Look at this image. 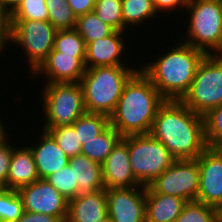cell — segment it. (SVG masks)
Segmentation results:
<instances>
[{
    "instance_id": "6da1fadb",
    "label": "cell",
    "mask_w": 222,
    "mask_h": 222,
    "mask_svg": "<svg viewBox=\"0 0 222 222\" xmlns=\"http://www.w3.org/2000/svg\"><path fill=\"white\" fill-rule=\"evenodd\" d=\"M150 134L180 159H197L207 148L203 115L180 100H165L158 108Z\"/></svg>"
},
{
    "instance_id": "7a4b0ae2",
    "label": "cell",
    "mask_w": 222,
    "mask_h": 222,
    "mask_svg": "<svg viewBox=\"0 0 222 222\" xmlns=\"http://www.w3.org/2000/svg\"><path fill=\"white\" fill-rule=\"evenodd\" d=\"M165 101L139 69L125 84L110 125L123 136L150 133L159 106Z\"/></svg>"
},
{
    "instance_id": "3957f363",
    "label": "cell",
    "mask_w": 222,
    "mask_h": 222,
    "mask_svg": "<svg viewBox=\"0 0 222 222\" xmlns=\"http://www.w3.org/2000/svg\"><path fill=\"white\" fill-rule=\"evenodd\" d=\"M174 45L169 47L171 50H165L166 53L139 67L165 100L183 98L193 82L200 61L206 55L182 40Z\"/></svg>"
},
{
    "instance_id": "277c9868",
    "label": "cell",
    "mask_w": 222,
    "mask_h": 222,
    "mask_svg": "<svg viewBox=\"0 0 222 222\" xmlns=\"http://www.w3.org/2000/svg\"><path fill=\"white\" fill-rule=\"evenodd\" d=\"M130 66L86 68L80 84L87 113L104 114L108 117L112 114L125 84L140 69L137 68L140 66Z\"/></svg>"
},
{
    "instance_id": "5b68a950",
    "label": "cell",
    "mask_w": 222,
    "mask_h": 222,
    "mask_svg": "<svg viewBox=\"0 0 222 222\" xmlns=\"http://www.w3.org/2000/svg\"><path fill=\"white\" fill-rule=\"evenodd\" d=\"M185 13L189 18L186 34L178 38L206 55L222 54V2L189 0Z\"/></svg>"
},
{
    "instance_id": "8992f818",
    "label": "cell",
    "mask_w": 222,
    "mask_h": 222,
    "mask_svg": "<svg viewBox=\"0 0 222 222\" xmlns=\"http://www.w3.org/2000/svg\"><path fill=\"white\" fill-rule=\"evenodd\" d=\"M41 88V106L44 112V131L50 128L71 126L86 113L80 83H44Z\"/></svg>"
},
{
    "instance_id": "52a82bcc",
    "label": "cell",
    "mask_w": 222,
    "mask_h": 222,
    "mask_svg": "<svg viewBox=\"0 0 222 222\" xmlns=\"http://www.w3.org/2000/svg\"><path fill=\"white\" fill-rule=\"evenodd\" d=\"M123 139L128 144L133 174L141 186H149L176 161L166 146L150 133L127 135Z\"/></svg>"
},
{
    "instance_id": "ba28073f",
    "label": "cell",
    "mask_w": 222,
    "mask_h": 222,
    "mask_svg": "<svg viewBox=\"0 0 222 222\" xmlns=\"http://www.w3.org/2000/svg\"><path fill=\"white\" fill-rule=\"evenodd\" d=\"M180 101L203 116L222 105V54L204 56L188 92Z\"/></svg>"
},
{
    "instance_id": "9c48e42d",
    "label": "cell",
    "mask_w": 222,
    "mask_h": 222,
    "mask_svg": "<svg viewBox=\"0 0 222 222\" xmlns=\"http://www.w3.org/2000/svg\"><path fill=\"white\" fill-rule=\"evenodd\" d=\"M57 29L48 21L10 20V44L22 48L33 73L53 50Z\"/></svg>"
},
{
    "instance_id": "30bf717a",
    "label": "cell",
    "mask_w": 222,
    "mask_h": 222,
    "mask_svg": "<svg viewBox=\"0 0 222 222\" xmlns=\"http://www.w3.org/2000/svg\"><path fill=\"white\" fill-rule=\"evenodd\" d=\"M156 193L197 200L199 191V163L197 159L176 160L149 185Z\"/></svg>"
},
{
    "instance_id": "8fae6325",
    "label": "cell",
    "mask_w": 222,
    "mask_h": 222,
    "mask_svg": "<svg viewBox=\"0 0 222 222\" xmlns=\"http://www.w3.org/2000/svg\"><path fill=\"white\" fill-rule=\"evenodd\" d=\"M17 191L22 198L24 211L55 216L66 222L68 199L46 179L22 186Z\"/></svg>"
},
{
    "instance_id": "7c38bea8",
    "label": "cell",
    "mask_w": 222,
    "mask_h": 222,
    "mask_svg": "<svg viewBox=\"0 0 222 222\" xmlns=\"http://www.w3.org/2000/svg\"><path fill=\"white\" fill-rule=\"evenodd\" d=\"M108 219L112 222H146V187L106 189Z\"/></svg>"
},
{
    "instance_id": "4fadbf2b",
    "label": "cell",
    "mask_w": 222,
    "mask_h": 222,
    "mask_svg": "<svg viewBox=\"0 0 222 222\" xmlns=\"http://www.w3.org/2000/svg\"><path fill=\"white\" fill-rule=\"evenodd\" d=\"M199 191L197 201L222 207V153L218 148L208 147L198 158Z\"/></svg>"
},
{
    "instance_id": "5bb4252c",
    "label": "cell",
    "mask_w": 222,
    "mask_h": 222,
    "mask_svg": "<svg viewBox=\"0 0 222 222\" xmlns=\"http://www.w3.org/2000/svg\"><path fill=\"white\" fill-rule=\"evenodd\" d=\"M85 57H74L52 50L41 65L30 75L37 78L44 75L45 83H80L85 74ZM41 74V75H40Z\"/></svg>"
},
{
    "instance_id": "9a60e30c",
    "label": "cell",
    "mask_w": 222,
    "mask_h": 222,
    "mask_svg": "<svg viewBox=\"0 0 222 222\" xmlns=\"http://www.w3.org/2000/svg\"><path fill=\"white\" fill-rule=\"evenodd\" d=\"M126 34L129 36L131 33L115 30L103 39L87 43L85 67L127 65L125 60L127 58H124V54H128L127 50H125L127 46V42L125 41ZM123 61H125V64Z\"/></svg>"
},
{
    "instance_id": "2e32d148",
    "label": "cell",
    "mask_w": 222,
    "mask_h": 222,
    "mask_svg": "<svg viewBox=\"0 0 222 222\" xmlns=\"http://www.w3.org/2000/svg\"><path fill=\"white\" fill-rule=\"evenodd\" d=\"M101 168L105 189L141 186L133 174L128 144L123 138L101 164Z\"/></svg>"
},
{
    "instance_id": "e0dca14e",
    "label": "cell",
    "mask_w": 222,
    "mask_h": 222,
    "mask_svg": "<svg viewBox=\"0 0 222 222\" xmlns=\"http://www.w3.org/2000/svg\"><path fill=\"white\" fill-rule=\"evenodd\" d=\"M42 131V132H41ZM41 135L35 139L38 142L30 144L29 148L33 152L37 173L40 179H46L51 174L57 172L69 163V156L56 143L55 139L44 130H40Z\"/></svg>"
},
{
    "instance_id": "ac0fdd59",
    "label": "cell",
    "mask_w": 222,
    "mask_h": 222,
    "mask_svg": "<svg viewBox=\"0 0 222 222\" xmlns=\"http://www.w3.org/2000/svg\"><path fill=\"white\" fill-rule=\"evenodd\" d=\"M108 219L106 189L68 200L66 222H105Z\"/></svg>"
},
{
    "instance_id": "d6986e66",
    "label": "cell",
    "mask_w": 222,
    "mask_h": 222,
    "mask_svg": "<svg viewBox=\"0 0 222 222\" xmlns=\"http://www.w3.org/2000/svg\"><path fill=\"white\" fill-rule=\"evenodd\" d=\"M33 152L29 145L13 147L6 189L18 190L39 180Z\"/></svg>"
},
{
    "instance_id": "ffe728a7",
    "label": "cell",
    "mask_w": 222,
    "mask_h": 222,
    "mask_svg": "<svg viewBox=\"0 0 222 222\" xmlns=\"http://www.w3.org/2000/svg\"><path fill=\"white\" fill-rule=\"evenodd\" d=\"M186 201L179 197L156 193L146 187V222H174Z\"/></svg>"
},
{
    "instance_id": "44dd1931",
    "label": "cell",
    "mask_w": 222,
    "mask_h": 222,
    "mask_svg": "<svg viewBox=\"0 0 222 222\" xmlns=\"http://www.w3.org/2000/svg\"><path fill=\"white\" fill-rule=\"evenodd\" d=\"M68 165L72 168L75 181L78 183V195L104 189L101 164L79 154L69 157Z\"/></svg>"
},
{
    "instance_id": "7402d4cb",
    "label": "cell",
    "mask_w": 222,
    "mask_h": 222,
    "mask_svg": "<svg viewBox=\"0 0 222 222\" xmlns=\"http://www.w3.org/2000/svg\"><path fill=\"white\" fill-rule=\"evenodd\" d=\"M157 16L158 13L152 0H122L124 32L132 31L133 33V31L138 30L136 27H142L141 25H146L145 23L150 20L152 22L153 18Z\"/></svg>"
},
{
    "instance_id": "603a6c76",
    "label": "cell",
    "mask_w": 222,
    "mask_h": 222,
    "mask_svg": "<svg viewBox=\"0 0 222 222\" xmlns=\"http://www.w3.org/2000/svg\"><path fill=\"white\" fill-rule=\"evenodd\" d=\"M122 138L119 132L113 126L109 125L100 135L83 143L80 154L102 164Z\"/></svg>"
},
{
    "instance_id": "cb8c5ba5",
    "label": "cell",
    "mask_w": 222,
    "mask_h": 222,
    "mask_svg": "<svg viewBox=\"0 0 222 222\" xmlns=\"http://www.w3.org/2000/svg\"><path fill=\"white\" fill-rule=\"evenodd\" d=\"M109 125L110 121L108 116L87 112L72 124L82 144L100 135Z\"/></svg>"
},
{
    "instance_id": "d4e9b609",
    "label": "cell",
    "mask_w": 222,
    "mask_h": 222,
    "mask_svg": "<svg viewBox=\"0 0 222 222\" xmlns=\"http://www.w3.org/2000/svg\"><path fill=\"white\" fill-rule=\"evenodd\" d=\"M75 29L85 41V44L112 34L115 29L102 22L94 12L77 17Z\"/></svg>"
},
{
    "instance_id": "484cf974",
    "label": "cell",
    "mask_w": 222,
    "mask_h": 222,
    "mask_svg": "<svg viewBox=\"0 0 222 222\" xmlns=\"http://www.w3.org/2000/svg\"><path fill=\"white\" fill-rule=\"evenodd\" d=\"M48 22L57 30L74 29L77 17L68 6L67 0H46Z\"/></svg>"
},
{
    "instance_id": "4316f807",
    "label": "cell",
    "mask_w": 222,
    "mask_h": 222,
    "mask_svg": "<svg viewBox=\"0 0 222 222\" xmlns=\"http://www.w3.org/2000/svg\"><path fill=\"white\" fill-rule=\"evenodd\" d=\"M53 49L74 57L86 56V44L77 30H57Z\"/></svg>"
},
{
    "instance_id": "83f0119b",
    "label": "cell",
    "mask_w": 222,
    "mask_h": 222,
    "mask_svg": "<svg viewBox=\"0 0 222 222\" xmlns=\"http://www.w3.org/2000/svg\"><path fill=\"white\" fill-rule=\"evenodd\" d=\"M174 222H219L218 209L200 201H187Z\"/></svg>"
},
{
    "instance_id": "f1b7e54d",
    "label": "cell",
    "mask_w": 222,
    "mask_h": 222,
    "mask_svg": "<svg viewBox=\"0 0 222 222\" xmlns=\"http://www.w3.org/2000/svg\"><path fill=\"white\" fill-rule=\"evenodd\" d=\"M94 14L117 31H123L122 0H96Z\"/></svg>"
},
{
    "instance_id": "f546056e",
    "label": "cell",
    "mask_w": 222,
    "mask_h": 222,
    "mask_svg": "<svg viewBox=\"0 0 222 222\" xmlns=\"http://www.w3.org/2000/svg\"><path fill=\"white\" fill-rule=\"evenodd\" d=\"M24 213L23 201L17 190H0V222H15Z\"/></svg>"
},
{
    "instance_id": "4dcf8cb0",
    "label": "cell",
    "mask_w": 222,
    "mask_h": 222,
    "mask_svg": "<svg viewBox=\"0 0 222 222\" xmlns=\"http://www.w3.org/2000/svg\"><path fill=\"white\" fill-rule=\"evenodd\" d=\"M47 132L55 139L59 147L69 157L81 153L82 143H80L77 133L72 125L50 128Z\"/></svg>"
},
{
    "instance_id": "1f68e13d",
    "label": "cell",
    "mask_w": 222,
    "mask_h": 222,
    "mask_svg": "<svg viewBox=\"0 0 222 222\" xmlns=\"http://www.w3.org/2000/svg\"><path fill=\"white\" fill-rule=\"evenodd\" d=\"M203 118L206 144L218 148L222 144V105L210 109Z\"/></svg>"
},
{
    "instance_id": "d6a6232c",
    "label": "cell",
    "mask_w": 222,
    "mask_h": 222,
    "mask_svg": "<svg viewBox=\"0 0 222 222\" xmlns=\"http://www.w3.org/2000/svg\"><path fill=\"white\" fill-rule=\"evenodd\" d=\"M46 180L68 200L78 195V183L69 165L51 174Z\"/></svg>"
},
{
    "instance_id": "836d02e7",
    "label": "cell",
    "mask_w": 222,
    "mask_h": 222,
    "mask_svg": "<svg viewBox=\"0 0 222 222\" xmlns=\"http://www.w3.org/2000/svg\"><path fill=\"white\" fill-rule=\"evenodd\" d=\"M46 0H23L9 16L10 20L48 21Z\"/></svg>"
},
{
    "instance_id": "e575fe53",
    "label": "cell",
    "mask_w": 222,
    "mask_h": 222,
    "mask_svg": "<svg viewBox=\"0 0 222 222\" xmlns=\"http://www.w3.org/2000/svg\"><path fill=\"white\" fill-rule=\"evenodd\" d=\"M13 144L14 143L12 142V139H10V136L0 142V187L2 188H6L12 149L15 146Z\"/></svg>"
},
{
    "instance_id": "d590c367",
    "label": "cell",
    "mask_w": 222,
    "mask_h": 222,
    "mask_svg": "<svg viewBox=\"0 0 222 222\" xmlns=\"http://www.w3.org/2000/svg\"><path fill=\"white\" fill-rule=\"evenodd\" d=\"M188 1L189 0H152L157 13L160 15L163 14L164 11H166V14L169 13V11L173 13L174 10V12H176V10L177 12L180 10L184 12Z\"/></svg>"
},
{
    "instance_id": "8d00e7d4",
    "label": "cell",
    "mask_w": 222,
    "mask_h": 222,
    "mask_svg": "<svg viewBox=\"0 0 222 222\" xmlns=\"http://www.w3.org/2000/svg\"><path fill=\"white\" fill-rule=\"evenodd\" d=\"M10 44V18L9 15L0 12V53L4 52ZM1 55V54H0Z\"/></svg>"
},
{
    "instance_id": "74e56055",
    "label": "cell",
    "mask_w": 222,
    "mask_h": 222,
    "mask_svg": "<svg viewBox=\"0 0 222 222\" xmlns=\"http://www.w3.org/2000/svg\"><path fill=\"white\" fill-rule=\"evenodd\" d=\"M96 0H67L76 17L93 12Z\"/></svg>"
},
{
    "instance_id": "f35d334b",
    "label": "cell",
    "mask_w": 222,
    "mask_h": 222,
    "mask_svg": "<svg viewBox=\"0 0 222 222\" xmlns=\"http://www.w3.org/2000/svg\"><path fill=\"white\" fill-rule=\"evenodd\" d=\"M15 222H62V221L55 216L24 211V213Z\"/></svg>"
},
{
    "instance_id": "ab89813d",
    "label": "cell",
    "mask_w": 222,
    "mask_h": 222,
    "mask_svg": "<svg viewBox=\"0 0 222 222\" xmlns=\"http://www.w3.org/2000/svg\"><path fill=\"white\" fill-rule=\"evenodd\" d=\"M23 0H0V12L11 15Z\"/></svg>"
},
{
    "instance_id": "60d3db41",
    "label": "cell",
    "mask_w": 222,
    "mask_h": 222,
    "mask_svg": "<svg viewBox=\"0 0 222 222\" xmlns=\"http://www.w3.org/2000/svg\"><path fill=\"white\" fill-rule=\"evenodd\" d=\"M2 118L0 117V142L3 141L4 139H6L8 137V135L10 134L9 132H7V128H5L4 126V119L2 120Z\"/></svg>"
},
{
    "instance_id": "b9f144b4",
    "label": "cell",
    "mask_w": 222,
    "mask_h": 222,
    "mask_svg": "<svg viewBox=\"0 0 222 222\" xmlns=\"http://www.w3.org/2000/svg\"><path fill=\"white\" fill-rule=\"evenodd\" d=\"M219 222H222V207L218 210Z\"/></svg>"
},
{
    "instance_id": "7bdbcfd3",
    "label": "cell",
    "mask_w": 222,
    "mask_h": 222,
    "mask_svg": "<svg viewBox=\"0 0 222 222\" xmlns=\"http://www.w3.org/2000/svg\"><path fill=\"white\" fill-rule=\"evenodd\" d=\"M218 149L221 151L222 153V144L218 147Z\"/></svg>"
}]
</instances>
